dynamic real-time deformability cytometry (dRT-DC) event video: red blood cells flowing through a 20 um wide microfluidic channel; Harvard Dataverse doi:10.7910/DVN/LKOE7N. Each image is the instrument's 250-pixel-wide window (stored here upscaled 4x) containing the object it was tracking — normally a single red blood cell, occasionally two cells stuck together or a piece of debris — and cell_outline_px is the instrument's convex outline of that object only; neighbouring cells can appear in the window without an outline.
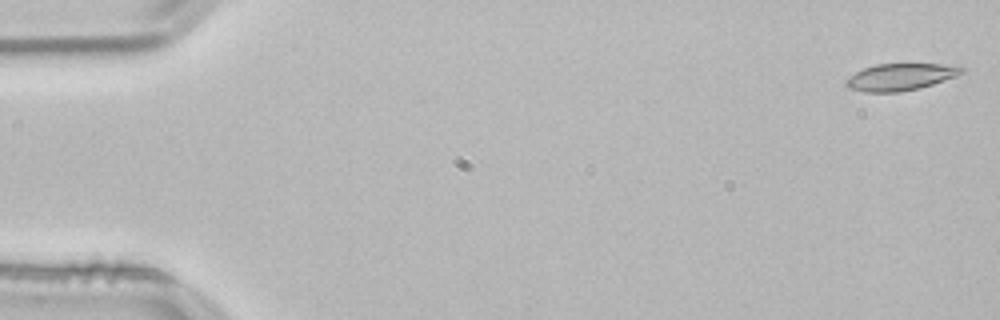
{"species": "common noctule bat (a hibernating species)", "species_latin": "Nyctalus noctula", "temperature_condition": "room temperature", "stored_images_in_passage": 53, "camera_frame_rate_fps": 3000, "um_per_image_px": 0.085, "animal": {"sex": "male", "body_mass_g": 21.5, "forearm_length_mm": 52.0}, "frame": {"image": 1, "passage_image": 1, "time_ms": 0.0, "image_size_px": [1000, 320], "cell_outline_px": [[964, 72], [932, 84], [920, 88], [900, 92], [864, 92], [848, 88], [844, 84], [844, 80], [856, 72], [864, 68], [876, 64], [960, 64], [964, 68]], "centroid_in_image_um": [76.53, 6.53], "position_along_channel_um": 8.5, "area_um2": 18.21}}
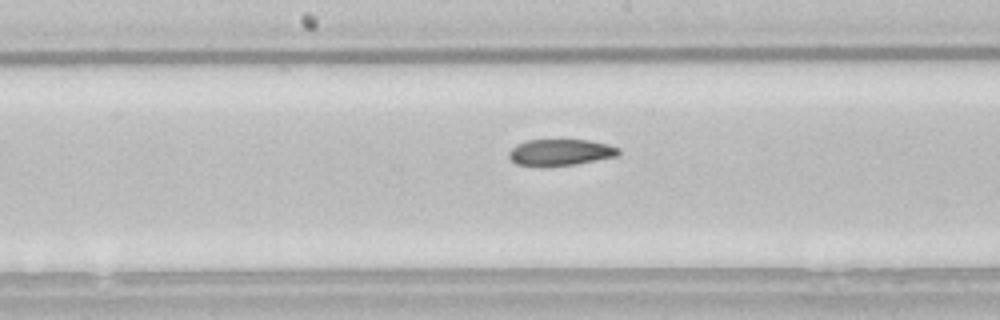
{"frame": {"image": 2, "passage_image": 27, "time_ms": 8.667, "image_size_px": [1000, 320], "cell_outline_px": [[620, 152], [616, 156], [576, 164], [516, 164], [508, 156], [508, 152], [516, 144], [528, 140], [588, 140], [608, 144], [620, 148]], "centroid_in_image_um": [47.66, 12.91], "position_along_channel_um": 200.5, "area_um2": 16.3}}
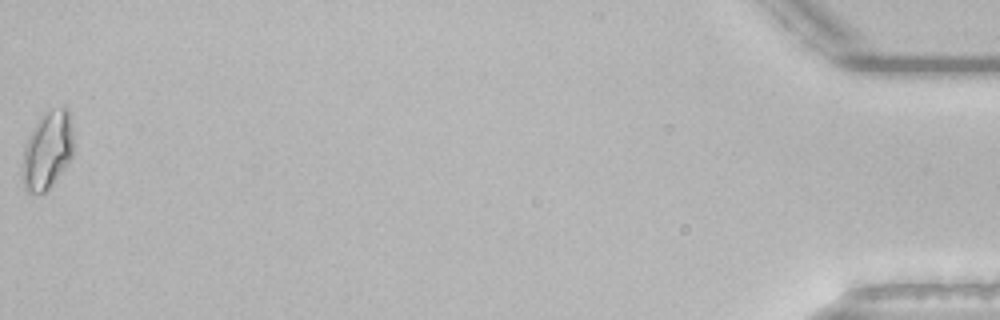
{"frame": {"image": 3, "passage_image": 53, "time_ms": 17.333, "image_size_px": [1000, 320], "cell_outline_px": [[72, 156], [48, 188], [44, 192], [28, 192], [24, 188], [24, 148], [28, 136], [32, 128], [40, 116], [44, 112], [52, 108], [64, 104], [68, 108], [72, 128]], "centroid_in_image_um": [4.05, 12.66], "position_along_channel_um": 431.2, "area_um2": 22.72}, "authors_computed_cell_mechanics": {"area_um2": 18.207, "velocity_mm_per_s": 3.843, "shape_relaxation_time_tau1_ms": null, "shape_relaxation_time_tau2_ms": 9.7184, "deformation_change_tau1": null, "deformation_change_tau2": 0.1341}}